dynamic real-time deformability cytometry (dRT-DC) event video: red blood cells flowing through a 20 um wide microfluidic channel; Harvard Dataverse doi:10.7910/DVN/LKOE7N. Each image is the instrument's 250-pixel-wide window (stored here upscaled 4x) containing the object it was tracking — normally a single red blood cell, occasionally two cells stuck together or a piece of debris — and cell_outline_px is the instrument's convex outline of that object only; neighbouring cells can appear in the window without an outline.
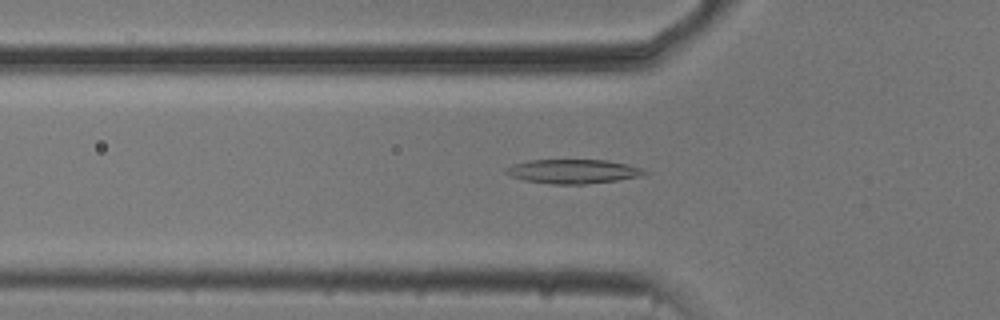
{"species": "common noctule bat (a hibernating species)", "species_latin": "Nyctalus noctula", "temperature_condition": "cold", "stored_images_in_passage": 52, "camera_frame_rate_fps": 3000, "um_per_image_px": 0.085, "animal": {"sex": "male", "body_mass_g": 20.5, "forearm_length_mm": 52.5}, "frame": {"image": 1, "passage_image": 16, "time_ms": 5.0, "image_size_px": [1000, 320], "cell_outline_px": [[652, 172], [640, 176], [616, 180], [584, 184], [552, 184], [524, 180], [508, 176], [504, 172], [504, 168], [512, 164], [528, 160], [608, 160], [628, 164]], "centroid_in_image_um": [48.67, 14.56], "position_along_channel_um": 77.1, "area_um2": 19.65}}
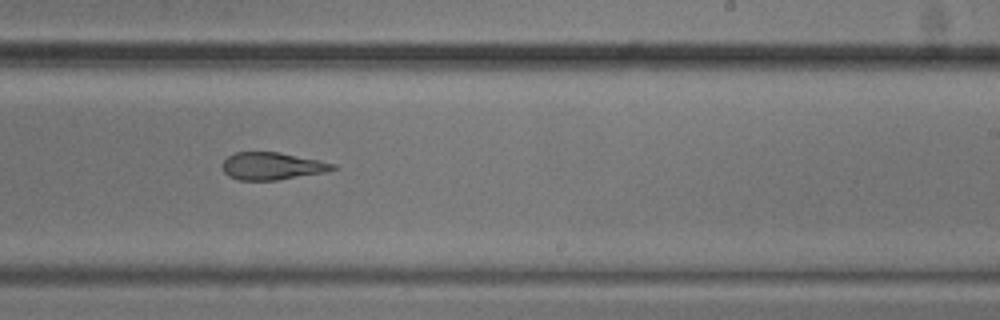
{"frame": {"image": 2, "passage_image": 31, "time_ms": 10.0, "image_size_px": [1000, 320], "cell_outline_px": [[340, 168], [324, 172], [276, 180], [236, 180], [228, 176], [224, 172], [220, 164], [228, 156], [236, 152], [280, 152], [336, 164]], "centroid_in_image_um": [23.1, 14.11], "position_along_channel_um": 265.9, "area_um2": 17.69}}
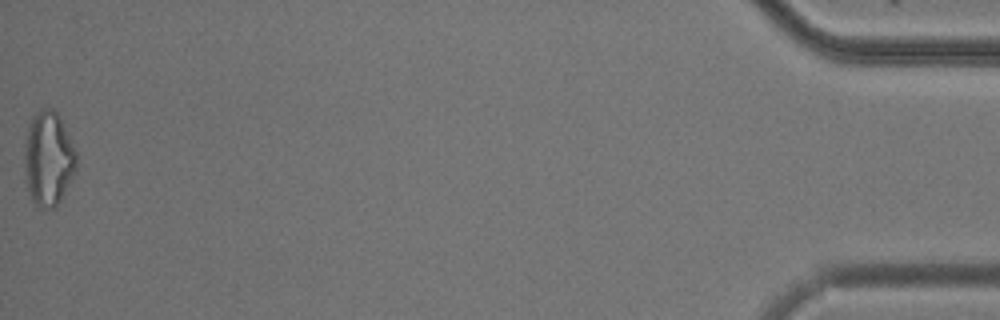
{"frame": {"image": 3, "passage_image": 52, "time_ms": 17.0, "image_size_px": [1000, 320], "cell_outline_px": [[76, 172], [56, 208], [36, 208], [28, 192], [24, 180], [24, 144], [28, 128], [32, 116], [40, 108], [52, 108], [60, 116], [76, 152]], "centroid_in_image_um": [4.09, 13.51], "position_along_channel_um": 431.1, "area_um2": 29.19}, "authors_computed_cell_mechanics": {"area_um2": 20.0277, "velocity_mm_per_s": 3.7624, "shape_relaxation_time_tau1_ms": null, "shape_relaxation_time_tau2_ms": 3.6181, "deformation_change_tau1": null, "deformation_change_tau2": 0.1349}}